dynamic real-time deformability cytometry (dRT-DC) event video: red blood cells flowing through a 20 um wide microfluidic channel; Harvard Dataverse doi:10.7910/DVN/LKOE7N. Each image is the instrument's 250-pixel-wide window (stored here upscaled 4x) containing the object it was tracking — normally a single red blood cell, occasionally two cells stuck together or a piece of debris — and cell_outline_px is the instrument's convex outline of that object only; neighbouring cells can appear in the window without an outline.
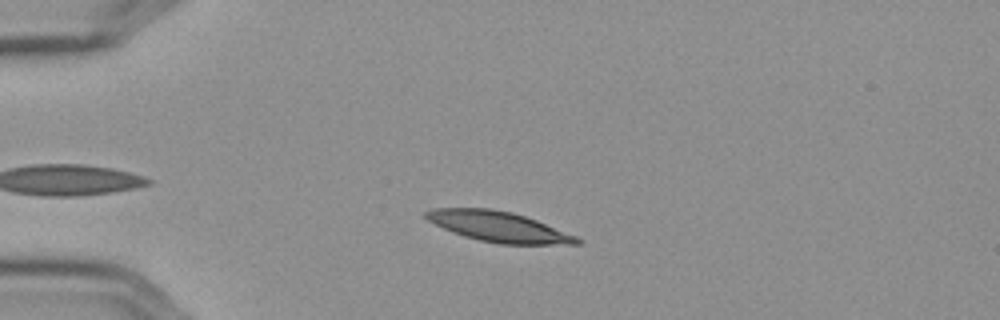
{"species": "Egyptian fruit bat (a non-hibernating species)", "species_latin": "Rousettus aegyptiacus", "temperature_condition": "cold", "stored_images_in_passage": 35, "camera_frame_rate_fps": 3000, "um_per_image_px": 0.085, "frame": {"image": 1, "passage_image": 4, "time_ms": 1.0, "image_size_px": [1000, 320], "cell_outline_px": [[584, 240], [580, 244], [500, 244], [480, 240], [464, 236], [452, 232], [428, 220], [424, 216], [424, 212], [436, 208], [488, 208], [512, 212], [536, 220], [576, 236]], "centroid_in_image_um": [42.39, 19.27], "position_along_channel_um": 42.6, "area_um2": 26.41}}
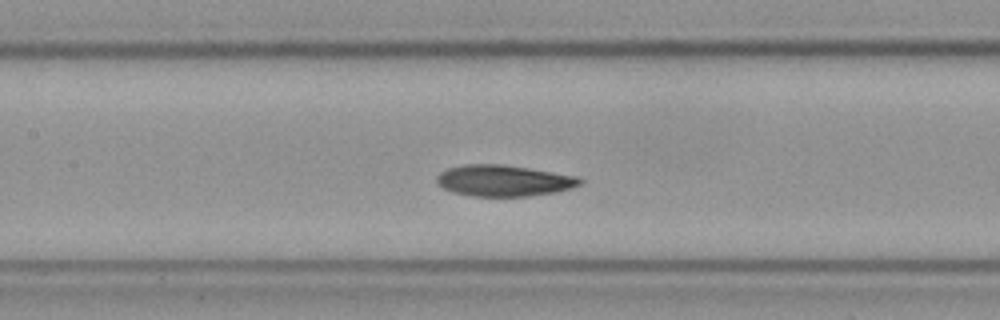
{"frame": {"image": 2, "passage_image": 17, "time_ms": 5.333, "image_size_px": [1000, 320], "cell_outline_px": [[584, 180], [580, 184], [556, 192], [528, 196], [472, 196], [452, 192], [444, 188], [436, 180], [436, 176], [440, 172], [448, 168], [464, 164], [500, 164], [528, 168], [576, 176]], "centroid_in_image_um": [42.78, 15.35], "position_along_channel_um": 164.6, "area_um2": 25.84}}
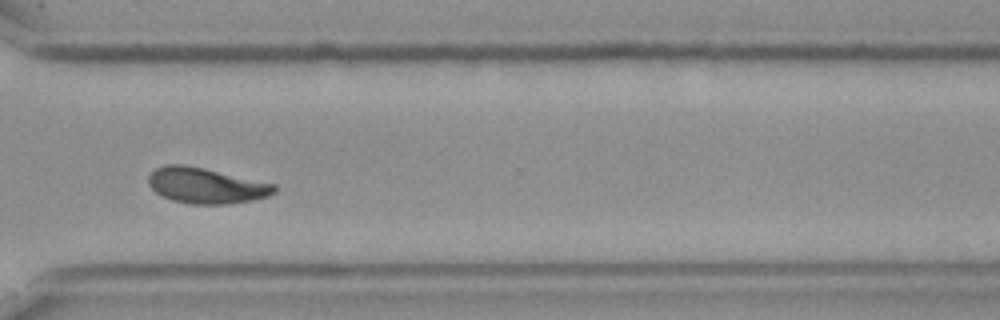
{"frame": {"image": 3, "passage_image": 33, "time_ms": 10.667, "image_size_px": [1000, 320], "cell_outline_px": [[276, 192], [268, 196], [252, 200], [228, 204], [188, 204], [172, 200], [156, 192], [148, 184], [148, 176], [156, 168], [168, 164], [180, 164], [200, 168], [276, 184]], "centroid_in_image_um": [17.51, 15.79], "position_along_channel_um": 353.1, "area_um2": 25.78}, "authors_computed_cell_mechanics": {"area_um2": 26.0678, "velocity_mm_per_s": 3.5418, "shape_relaxation_time_tau1_ms": 4.6942, "shape_relaxation_time_tau2_ms": 2.5302, "deformation_change_tau1": 0.1374, "deformation_change_tau2": 0.0762}}